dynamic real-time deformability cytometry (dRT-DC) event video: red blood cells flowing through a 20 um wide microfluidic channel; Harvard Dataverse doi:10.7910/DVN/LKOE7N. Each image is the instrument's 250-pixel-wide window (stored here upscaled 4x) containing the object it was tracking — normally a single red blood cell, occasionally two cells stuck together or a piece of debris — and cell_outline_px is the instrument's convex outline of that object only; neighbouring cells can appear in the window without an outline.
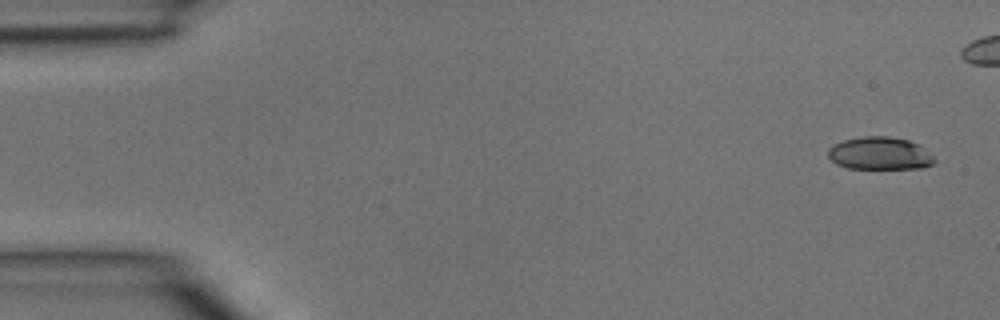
{"species": "common noctule bat (a hibernating species)", "species_latin": "Nyctalus noctula", "temperature_condition": "room temperature", "stored_images_in_passage": 4, "segment_of_instrument_passage": [2, 2], "camera_frame_rate_fps": 3000, "um_per_image_px": 0.085, "animal": {"sex": "male", "body_mass_g": 15.6}, "frame": {"image": 1, "passage_image": 4, "time_ms": 1.0, "image_size_px": [1000, 320], "cell_outline_px": [[936, 160], [932, 164], [924, 168], [848, 168], [836, 164], [828, 156], [828, 148], [832, 144], [844, 140], [860, 136], [888, 136], [908, 140], [920, 144]], "centroid_in_image_um": [74.77, 13.03], "position_along_channel_um": 10.2, "area_um2": 20.35}}